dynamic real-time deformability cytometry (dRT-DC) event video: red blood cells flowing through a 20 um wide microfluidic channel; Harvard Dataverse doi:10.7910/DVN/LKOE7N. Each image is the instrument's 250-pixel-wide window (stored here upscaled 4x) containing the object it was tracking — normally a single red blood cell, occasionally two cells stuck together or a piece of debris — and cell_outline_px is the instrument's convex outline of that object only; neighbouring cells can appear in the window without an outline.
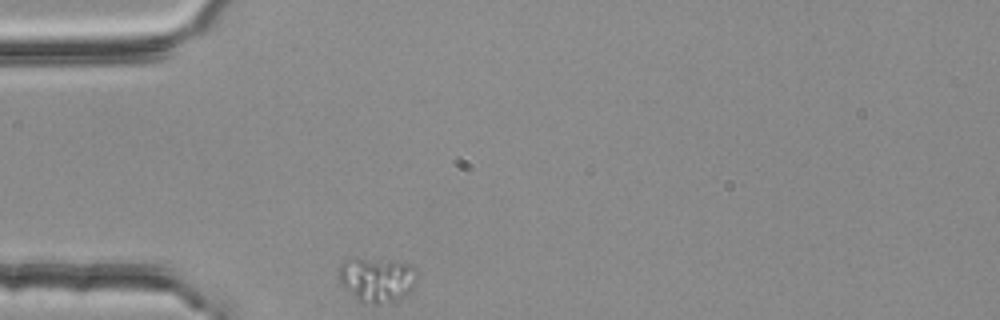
{"species": "common noctule bat (a hibernating species)", "species_latin": "Nyctalus noctula", "temperature_condition": "room temperature", "stored_images_in_passage": 31, "camera_frame_rate_fps": 3000, "um_per_image_px": 0.085, "animal": {"sex": "female", "body_mass_g": 25.1}, "frame": {"image": 1, "passage_image": 1, "time_ms": 0.0, "image_size_px": [1000, 320], "cell_outline_px": [[420, 276], [416, 284], [400, 300], [376, 304], [372, 304], [360, 300], [340, 284], [340, 264], [344, 260], [356, 256], [396, 260], [412, 264], [416, 268]], "centroid_in_image_um": [32.11, 23.7], "position_along_channel_um": 52.9, "area_um2": 21.04}}
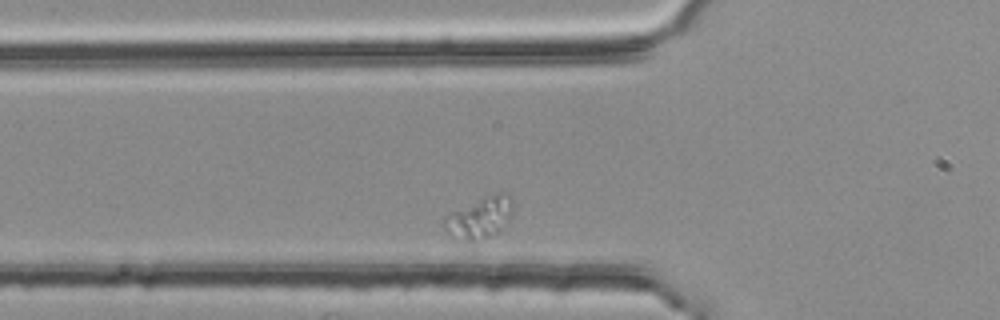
{"frame": {"image": 2, "passage_image": 5, "time_ms": 1.333, "image_size_px": [1000, 320], "cell_outline_px": [[512, 212], [496, 232], [492, 236], [472, 240], [468, 240], [448, 232], [440, 224], [448, 212], [488, 196], [500, 192], [504, 192], [512, 200]], "centroid_in_image_um": [40.72, 18.47], "position_along_channel_um": 85.1, "area_um2": 15.78}}